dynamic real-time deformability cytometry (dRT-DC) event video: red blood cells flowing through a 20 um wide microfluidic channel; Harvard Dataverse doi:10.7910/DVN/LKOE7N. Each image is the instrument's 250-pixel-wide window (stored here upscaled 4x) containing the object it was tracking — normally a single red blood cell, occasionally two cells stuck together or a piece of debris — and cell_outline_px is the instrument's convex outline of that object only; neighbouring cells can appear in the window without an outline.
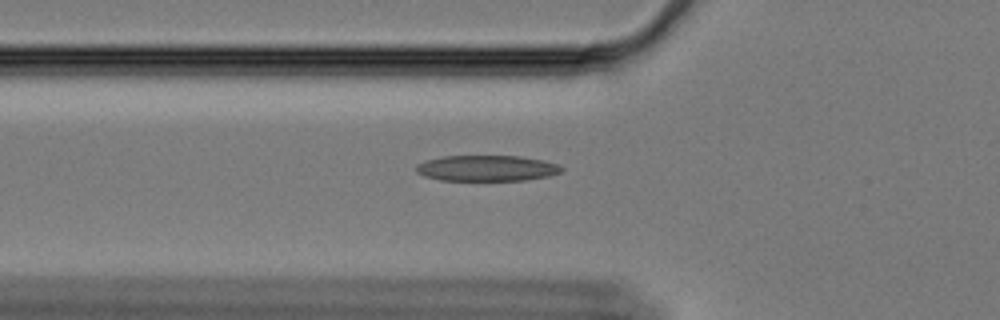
{"species": "Egyptian fruit bat (a non-hibernating species)", "species_latin": "Rousettus aegyptiacus", "temperature_condition": "cold", "stored_images_in_passage": 45, "camera_frame_rate_fps": 3000, "um_per_image_px": 0.085, "animal": {"sex": "female"}, "frame": {"image": 1, "passage_image": 6, "time_ms": 1.667, "image_size_px": [1000, 320], "cell_outline_px": [[564, 168], [560, 172], [548, 176], [524, 180], [440, 180], [424, 176], [416, 172], [416, 164], [428, 160], [444, 156], [520, 156], [544, 160], [556, 164]], "centroid_in_image_um": [41.37, 14.29], "position_along_channel_um": 84.4, "area_um2": 21.73}}
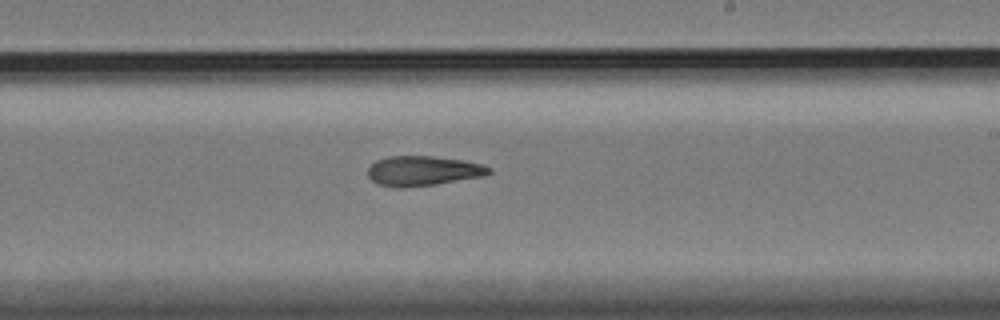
{"frame": {"image": 2, "passage_image": 21, "time_ms": 6.667, "image_size_px": [1000, 320], "cell_outline_px": [[492, 172], [484, 176], [436, 184], [404, 188], [396, 188], [380, 184], [372, 180], [368, 176], [368, 168], [376, 160], [388, 156], [432, 156], [460, 160], [480, 164], [492, 168]], "centroid_in_image_um": [35.94, 14.53], "position_along_channel_um": 253.1, "area_um2": 20.98}}
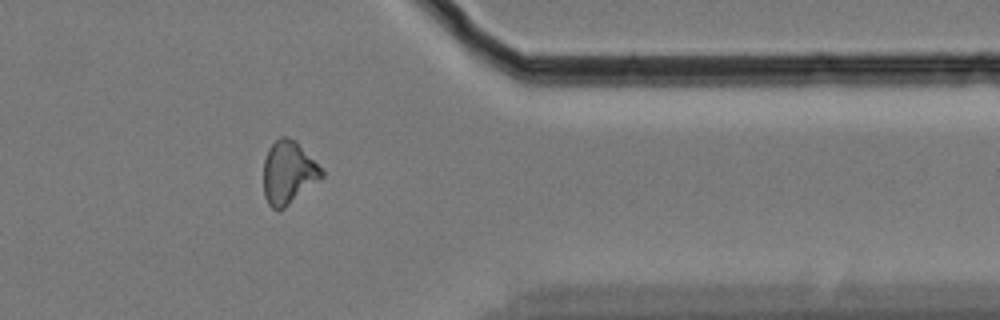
{"frame": {"image": 3, "passage_image": 34, "time_ms": 11.0, "image_size_px": [1000, 320], "cell_outline_px": [[324, 176], [284, 208], [276, 212], [268, 204], [264, 196], [264, 160], [268, 148], [280, 136], [284, 136], [296, 140], [324, 172]], "centroid_in_image_um": [24.49, 14.67], "position_along_channel_um": 386.9, "area_um2": 21.21}, "authors_computed_cell_mechanics": {"area_um2": 21.097, "velocity_mm_per_s": 3.3534, "shape_relaxation_time_tau1_ms": 6.6256, "shape_relaxation_time_tau2_ms": 6.7843, "deformation_change_tau1": 0.165, "deformation_change_tau2": 0.1736}}